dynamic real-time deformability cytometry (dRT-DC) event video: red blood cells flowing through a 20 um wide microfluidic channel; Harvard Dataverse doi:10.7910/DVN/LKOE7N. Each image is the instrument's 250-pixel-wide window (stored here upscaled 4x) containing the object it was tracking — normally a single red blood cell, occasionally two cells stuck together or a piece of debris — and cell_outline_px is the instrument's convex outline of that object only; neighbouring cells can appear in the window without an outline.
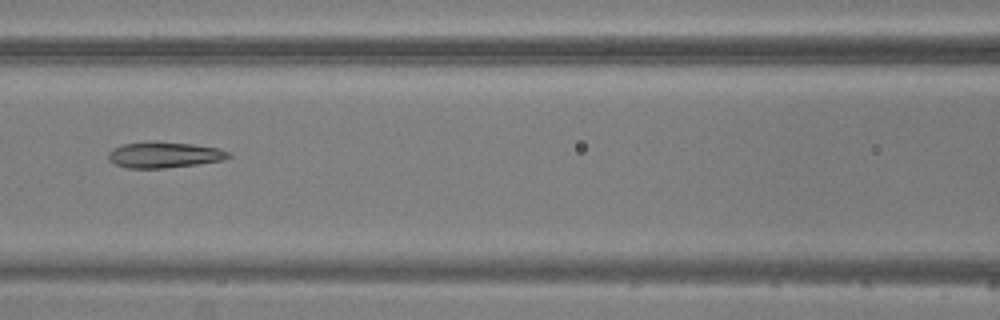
{"species": "common noctule bat (a hibernating species)", "species_latin": "Nyctalus noctula", "temperature_condition": "warm", "stored_images_in_passage": 6, "camera_frame_rate_fps": 3000, "um_per_image_px": 0.085, "animal": {"sex": "male", "body_mass_g": 20.5, "forearm_length_mm": 52.5}, "frame": {"image": 1, "passage_image": 5, "time_ms": 4.667, "image_size_px": [1000, 320], "cell_outline_px": [[232, 156], [224, 160], [196, 164], [164, 168], [128, 168], [116, 164], [108, 160], [108, 152], [112, 148], [124, 144], [192, 144], [220, 148], [232, 152]], "centroid_in_image_um": [14.02, 13.2], "position_along_channel_um": 152.6, "area_um2": 17.46}}
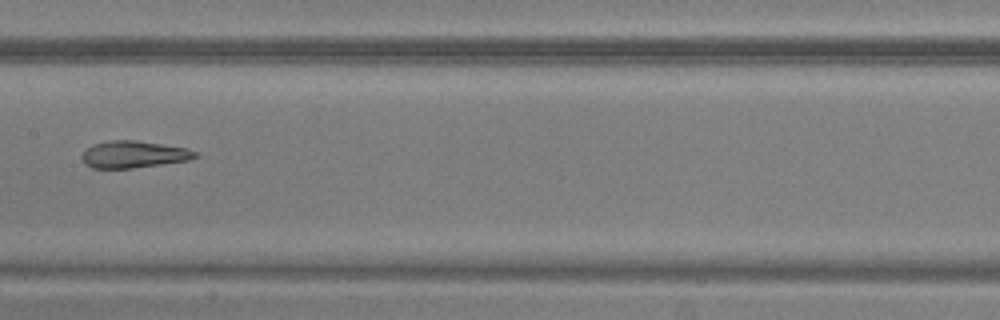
{"frame": {"image": 2, "passage_image": 6, "time_ms": 5.667, "image_size_px": [1000, 320], "cell_outline_px": [[200, 156], [192, 160], [132, 168], [92, 168], [80, 156], [92, 144], [112, 140], [136, 140], [188, 148], [196, 152]], "centroid_in_image_um": [11.43, 13.12], "position_along_channel_um": 196.0, "area_um2": 17.8}}